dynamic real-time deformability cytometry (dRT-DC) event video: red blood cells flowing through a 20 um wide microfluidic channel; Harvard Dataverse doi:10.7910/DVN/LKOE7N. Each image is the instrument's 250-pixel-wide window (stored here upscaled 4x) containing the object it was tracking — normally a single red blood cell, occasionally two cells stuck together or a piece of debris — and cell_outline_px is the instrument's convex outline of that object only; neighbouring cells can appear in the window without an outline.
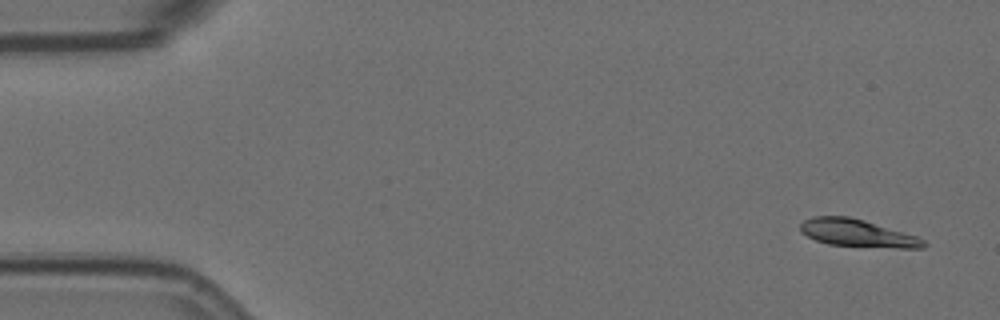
{"species": "Egyptian fruit bat (a non-hibernating species)", "species_latin": "Rousettus aegyptiacus", "temperature_condition": "room temperature", "stored_images_in_passage": 6, "camera_frame_rate_fps": 3000, "um_per_image_px": 0.085, "animal": {"sex": "female"}, "frame": {"image": 1, "passage_image": 1, "time_ms": 0.0, "image_size_px": [1000, 320], "cell_outline_px": [[928, 244], [924, 248], [900, 248], [828, 244], [816, 240], [800, 232], [800, 224], [804, 220], [812, 216], [848, 216], [864, 220], [916, 236], [924, 240]], "centroid_in_image_um": [72.86, 19.81], "position_along_channel_um": 12.1, "area_um2": 19.54}}
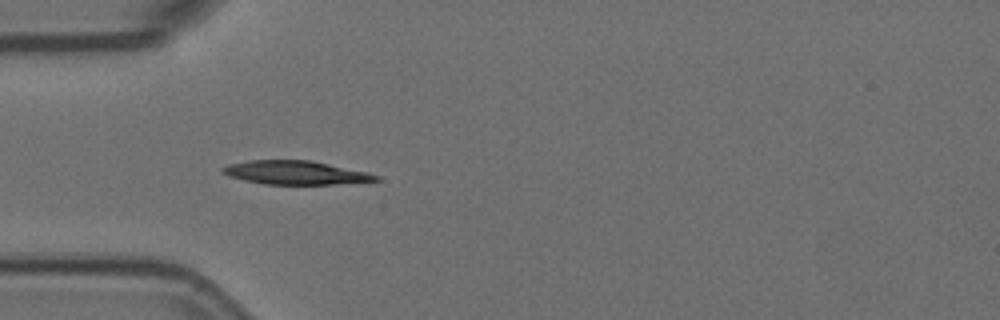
{"frame": {"image": 2, "passage_image": 5, "time_ms": 1.333, "image_size_px": [1000, 320], "cell_outline_px": [[380, 180], [336, 184], [264, 184], [244, 180], [228, 176], [220, 172], [220, 168], [228, 164], [248, 160], [312, 160], [368, 172], [380, 176]], "centroid_in_image_um": [25.09, 14.67], "position_along_channel_um": 59.9, "area_um2": 21.27}}
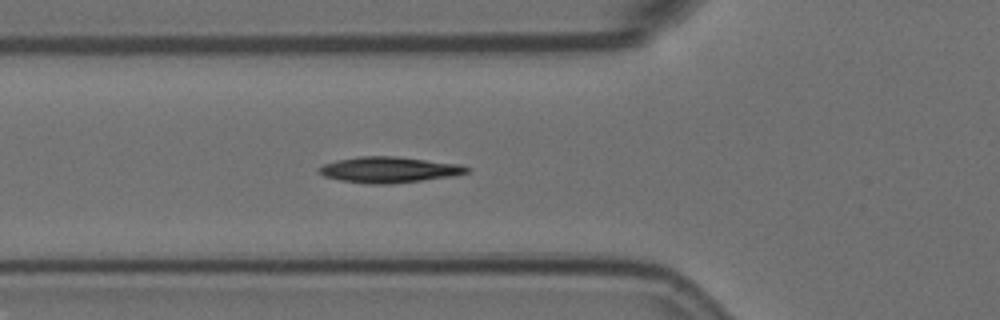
{"frame": {"image": 3, "passage_image": 6, "time_ms": 1.667, "image_size_px": [1000, 320], "cell_outline_px": [[472, 168], [468, 172], [456, 176], [392, 184], [368, 184], [340, 180], [324, 176], [316, 172], [316, 168], [324, 164], [336, 160], [360, 156], [396, 156], [460, 164]], "centroid_in_image_um": [33.07, 14.43], "position_along_channel_um": 92.7, "area_um2": 22.6}}